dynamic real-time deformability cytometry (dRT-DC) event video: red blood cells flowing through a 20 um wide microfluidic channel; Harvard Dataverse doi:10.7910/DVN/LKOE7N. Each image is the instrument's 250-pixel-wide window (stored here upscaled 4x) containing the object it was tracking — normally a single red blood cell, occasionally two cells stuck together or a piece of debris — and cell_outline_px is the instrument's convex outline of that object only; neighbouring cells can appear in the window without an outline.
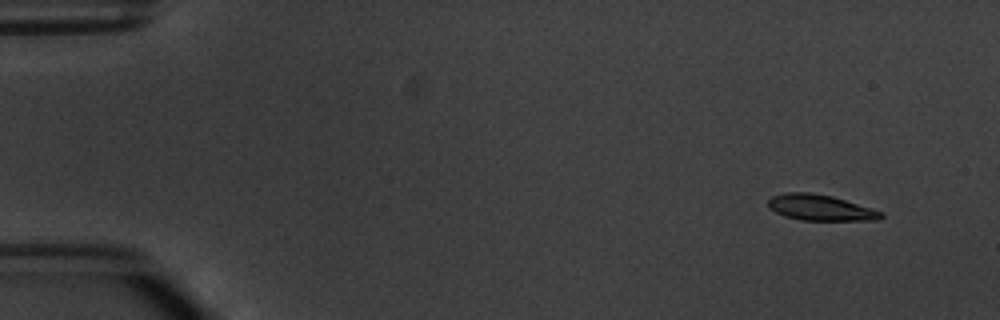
{"species": "common noctule bat (a hibernating species)", "species_latin": "Nyctalus noctula", "temperature_condition": "warm", "stored_images_in_passage": 6, "camera_frame_rate_fps": 3000, "um_per_image_px": 0.085, "animal": {"sex": "male", "body_mass_g": 20.1, "forearm_length_mm": 53.5}, "frame": {"image": 1, "passage_image": 2, "time_ms": 1.0, "image_size_px": [1000, 320], "cell_outline_px": [[884, 216], [880, 220], [800, 220], [784, 216], [768, 208], [768, 200], [772, 196], [784, 192], [812, 192], [832, 196], [872, 208], [884, 212]], "centroid_in_image_um": [69.73, 17.64], "position_along_channel_um": 15.3, "area_um2": 17.17}}
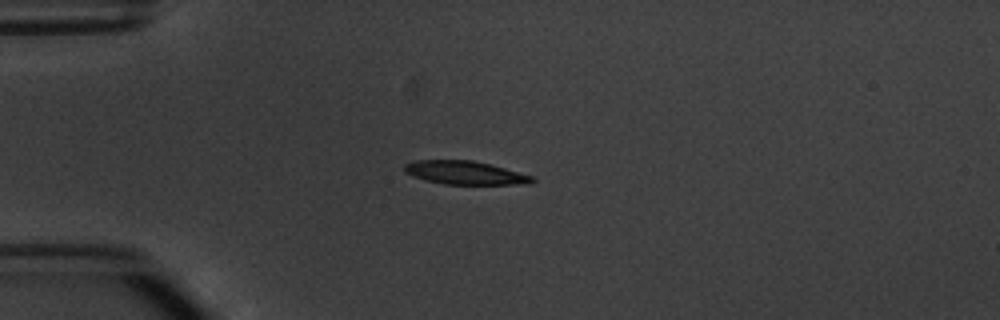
{"frame": {"image": 2, "passage_image": 5, "time_ms": 4.333, "image_size_px": [1000, 320], "cell_outline_px": [[536, 180], [532, 184], [444, 184], [412, 176], [404, 172], [404, 164], [416, 160], [472, 160], [504, 168], [532, 176]], "centroid_in_image_um": [39.52, 14.68], "position_along_channel_um": 45.5, "area_um2": 17.28}}